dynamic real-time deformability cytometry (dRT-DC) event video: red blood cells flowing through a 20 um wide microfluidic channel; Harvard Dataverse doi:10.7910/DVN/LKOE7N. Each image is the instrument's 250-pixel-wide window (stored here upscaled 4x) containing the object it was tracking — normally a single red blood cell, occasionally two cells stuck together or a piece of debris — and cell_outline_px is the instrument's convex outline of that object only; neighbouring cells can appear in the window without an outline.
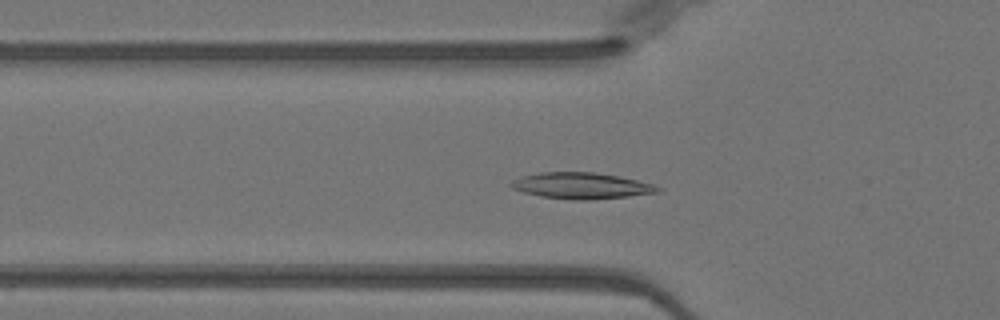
{"species": "Egyptian fruit bat (a non-hibernating species)", "species_latin": "Rousettus aegyptiacus", "temperature_condition": "warm", "stored_images_in_passage": 51, "camera_frame_rate_fps": 3000, "um_per_image_px": 0.085, "animal": {"sex": "female"}, "frame": {"image": 1, "passage_image": 17, "time_ms": 5.333, "image_size_px": [1000, 320], "cell_outline_px": [[660, 192], [628, 196], [588, 200], [572, 200], [540, 196], [524, 192], [512, 188], [508, 184], [512, 180], [520, 176], [540, 172], [596, 172], [620, 176], [652, 184], [660, 188]], "centroid_in_image_um": [49.37, 15.78], "position_along_channel_um": 76.4, "area_um2": 22.43}}
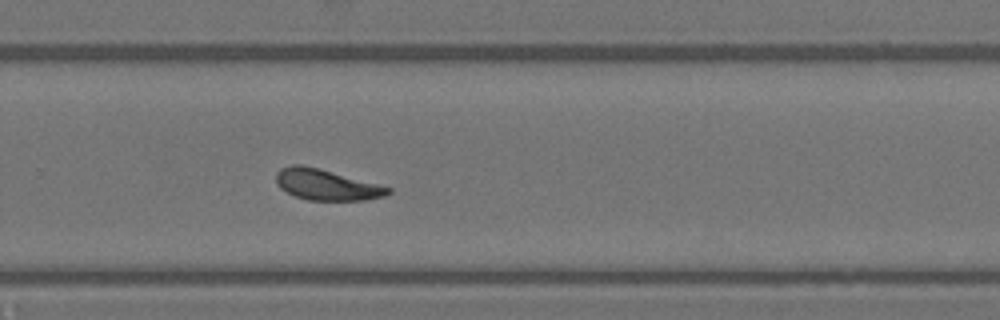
{"frame": {"image": 2, "passage_image": 34, "time_ms": 11.0, "image_size_px": [1000, 320], "cell_outline_px": [[392, 192], [384, 196], [364, 200], [308, 200], [296, 196], [280, 188], [276, 184], [276, 172], [280, 168], [292, 164], [300, 164], [316, 168], [392, 188]], "centroid_in_image_um": [27.71, 15.71], "position_along_channel_um": 302.1, "area_um2": 19.77}}
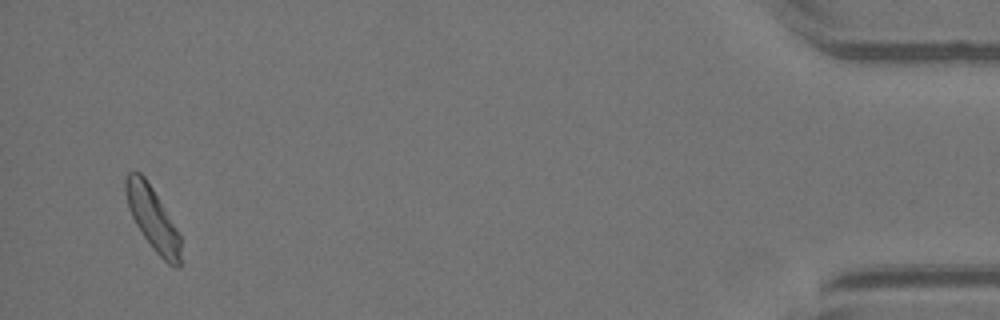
{"frame": {"image": 3, "passage_image": 49, "time_ms": 16.0, "image_size_px": [1000, 320], "cell_outline_px": [[180, 268], [172, 268], [152, 248], [136, 224], [128, 208], [124, 192], [124, 180], [128, 172], [140, 172], [144, 176], [152, 188], [176, 228], [180, 236]], "centroid_in_image_um": [12.95, 18.58], "position_along_channel_um": 422.2, "area_um2": 20.0}, "authors_computed_cell_mechanics": {"area_um2": 20.519, "velocity_mm_per_s": 3.9767, "shape_relaxation_time_tau1_ms": 2.9037, "shape_relaxation_time_tau2_ms": 3.7728, "deformation_change_tau1": 0.1102, "deformation_change_tau2": 0.1098}}